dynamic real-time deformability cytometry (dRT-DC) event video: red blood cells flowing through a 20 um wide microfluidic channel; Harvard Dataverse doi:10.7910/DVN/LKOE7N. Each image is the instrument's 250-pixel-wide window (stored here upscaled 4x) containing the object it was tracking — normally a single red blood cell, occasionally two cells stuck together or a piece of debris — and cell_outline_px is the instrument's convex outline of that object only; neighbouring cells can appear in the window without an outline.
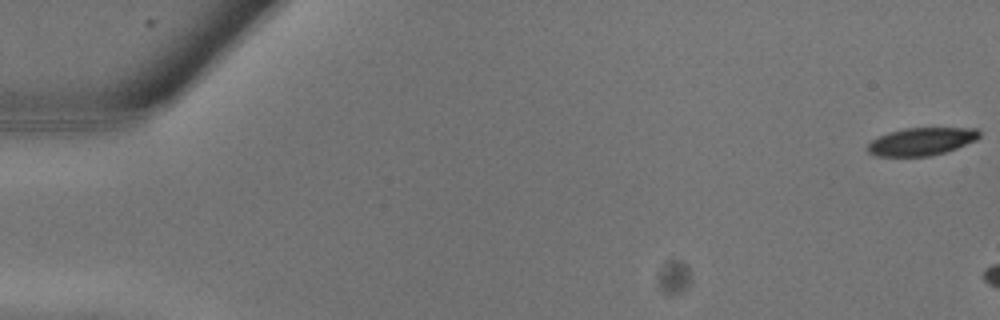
{"species": "common noctule bat (a hibernating species)", "species_latin": "Nyctalus noctula", "temperature_condition": "warm", "stored_images_in_passage": 4, "camera_frame_rate_fps": 3000, "um_per_image_px": 0.085, "animal": {"sex": "male", "body_mass_g": 13.3}, "frame": {"image": 1, "passage_image": 1, "time_ms": 0.0, "image_size_px": [1000, 320], "cell_outline_px": [[980, 136], [976, 140], [956, 148], [944, 152], [928, 156], [876, 156], [868, 152], [868, 144], [872, 140], [888, 132], [904, 128], [976, 128], [980, 132]], "centroid_in_image_um": [78.32, 12.02], "position_along_channel_um": 6.7, "area_um2": 17.92}}